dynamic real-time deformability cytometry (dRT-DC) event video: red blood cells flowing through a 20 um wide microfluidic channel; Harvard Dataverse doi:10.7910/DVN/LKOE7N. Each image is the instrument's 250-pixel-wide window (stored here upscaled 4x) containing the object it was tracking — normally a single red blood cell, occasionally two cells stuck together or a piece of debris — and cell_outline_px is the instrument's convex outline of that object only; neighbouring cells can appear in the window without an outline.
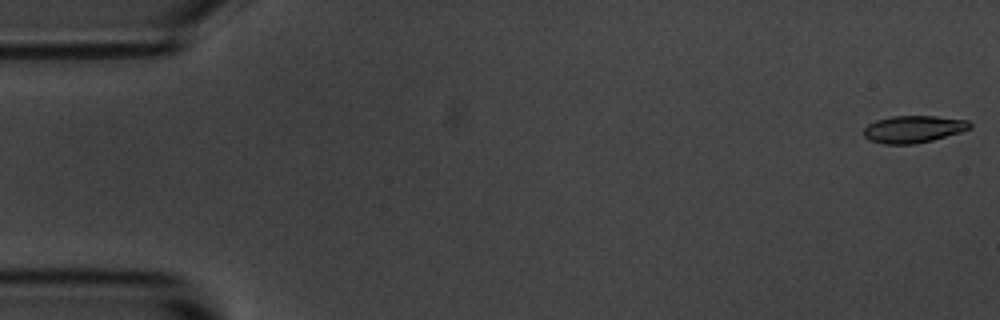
{"species": "common noctule bat (a hibernating species)", "species_latin": "Nyctalus noctula", "temperature_condition": "room temperature", "stored_images_in_passage": 54, "camera_frame_rate_fps": 3000, "um_per_image_px": 0.085, "animal": {"sex": "male", "body_mass_g": 20.1, "forearm_length_mm": 53.5}, "frame": {"image": 1, "passage_image": 1, "time_ms": 0.0, "image_size_px": [1000, 320], "cell_outline_px": [[972, 128], [960, 132], [932, 140], [912, 144], [884, 144], [868, 140], [864, 136], [864, 128], [868, 124], [876, 120], [892, 116], [936, 116], [968, 120], [972, 124]], "centroid_in_image_um": [77.64, 10.97], "position_along_channel_um": 7.4, "area_um2": 16.82}}
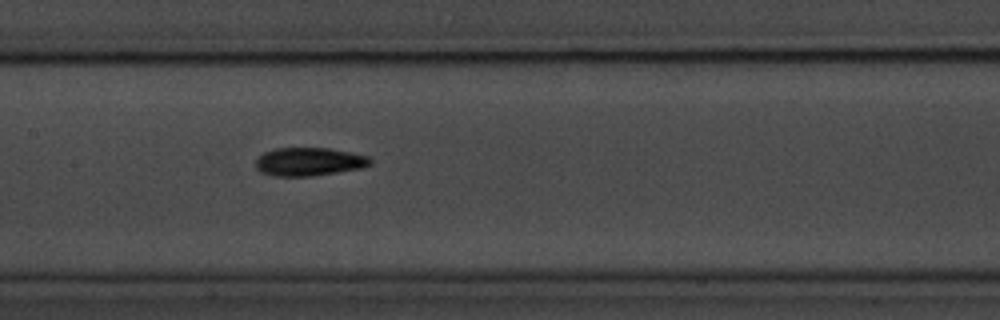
{"frame": {"image": 2, "passage_image": 26, "time_ms": 8.333, "image_size_px": [1000, 320], "cell_outline_px": [[372, 164], [364, 168], [312, 176], [276, 176], [260, 172], [256, 168], [256, 160], [264, 152], [276, 148], [328, 148], [368, 156], [372, 160]], "centroid_in_image_um": [26.29, 13.75], "position_along_channel_um": 181.1, "area_um2": 18.9}}
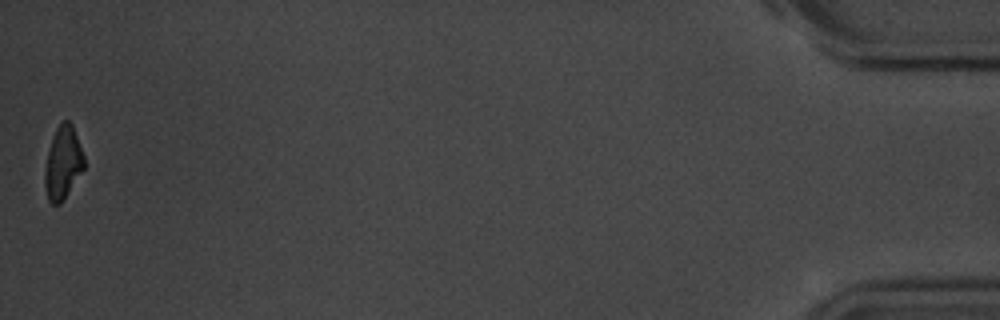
{"frame": {"image": 3, "passage_image": 54, "time_ms": 17.667, "image_size_px": [1000, 320], "cell_outline_px": [[84, 168], [60, 204], [52, 204], [48, 200], [44, 184], [44, 172], [48, 152], [52, 136], [56, 128], [64, 120], [68, 120], [72, 124], [84, 156]], "centroid_in_image_um": [5.33, 13.84], "position_along_channel_um": 429.9, "area_um2": 16.47}, "authors_computed_cell_mechanics": {"area_um2": 17.6868, "velocity_mm_per_s": 3.6931, "shape_relaxation_time_tau1_ms": 2.9531, "shape_relaxation_time_tau2_ms": null, "deformation_change_tau1": 0.1372, "deformation_change_tau2": null}}